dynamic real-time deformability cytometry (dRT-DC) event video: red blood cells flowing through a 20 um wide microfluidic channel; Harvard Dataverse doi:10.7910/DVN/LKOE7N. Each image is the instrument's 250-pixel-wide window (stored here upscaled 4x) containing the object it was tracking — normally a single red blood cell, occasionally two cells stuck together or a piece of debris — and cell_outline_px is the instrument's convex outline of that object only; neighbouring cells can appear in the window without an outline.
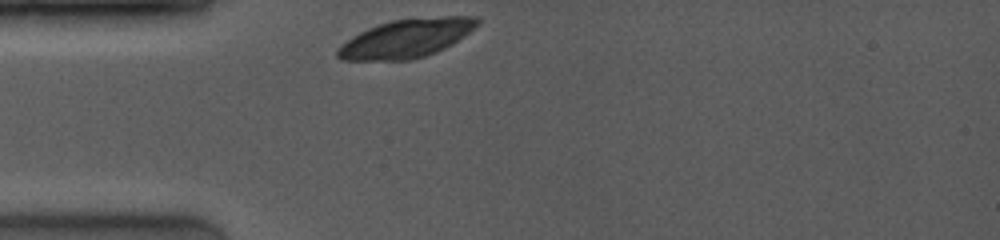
{"species": "common noctule bat (a hibernating species)", "species_latin": "Nyctalus noctula", "temperature_condition": "room temperature", "stored_images_in_passage": 3, "camera_frame_rate_fps": 4000, "um_per_image_px": 0.085, "animal": {"sex": "female", "body_mass_g": 19.0, "forearm_length_mm": 53.3}, "frame": {"image": 1, "passage_image": 1, "time_ms": 0.0, "image_size_px": [1000, 240], "cell_outline_px": [[480, 24], [464, 36], [452, 44], [436, 52], [412, 60], [340, 60], [336, 56], [336, 52], [340, 44], [352, 36], [368, 28], [392, 20], [440, 16], [480, 16]], "centroid_in_image_um": [34.56, 3.26], "position_along_channel_um": 50.4, "area_um2": 31.5}}